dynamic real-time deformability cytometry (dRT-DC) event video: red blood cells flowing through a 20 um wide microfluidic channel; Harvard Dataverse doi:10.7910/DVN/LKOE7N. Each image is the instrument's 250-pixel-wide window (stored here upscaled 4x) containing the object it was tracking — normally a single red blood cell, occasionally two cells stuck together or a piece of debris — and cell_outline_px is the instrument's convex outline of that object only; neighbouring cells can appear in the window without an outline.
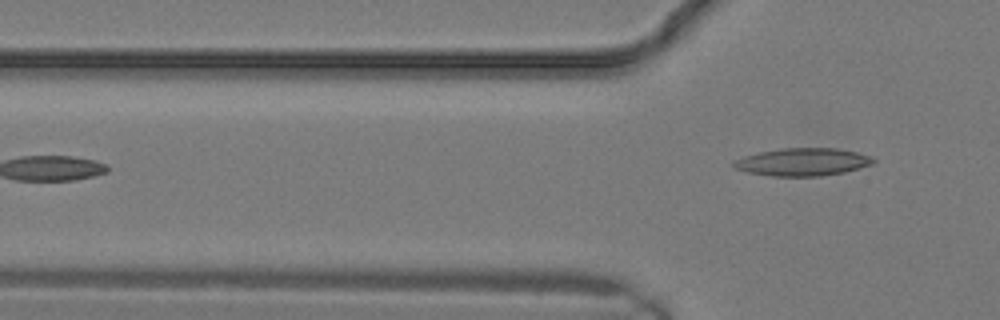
{"species": "common noctule bat (a hibernating species)", "species_latin": "Nyctalus noctula", "temperature_condition": "warm", "stored_images_in_passage": 10, "segment_of_instrument_passage": [2, 2], "camera_frame_rate_fps": 3000, "um_per_image_px": 0.085, "animal": {"sex": "male", "body_mass_g": 19.2, "forearm_length_mm": 51.8}, "frame": {"image": 1, "passage_image": 10, "time_ms": 3.0, "image_size_px": [1000, 320], "cell_outline_px": [[876, 160], [872, 164], [844, 172], [820, 176], [772, 176], [748, 172], [736, 168], [732, 164], [732, 160], [744, 156], [760, 152], [780, 148], [836, 148], [856, 152], [868, 156]], "centroid_in_image_um": [68.19, 13.76], "position_along_channel_um": 57.6, "area_um2": 22.37}}